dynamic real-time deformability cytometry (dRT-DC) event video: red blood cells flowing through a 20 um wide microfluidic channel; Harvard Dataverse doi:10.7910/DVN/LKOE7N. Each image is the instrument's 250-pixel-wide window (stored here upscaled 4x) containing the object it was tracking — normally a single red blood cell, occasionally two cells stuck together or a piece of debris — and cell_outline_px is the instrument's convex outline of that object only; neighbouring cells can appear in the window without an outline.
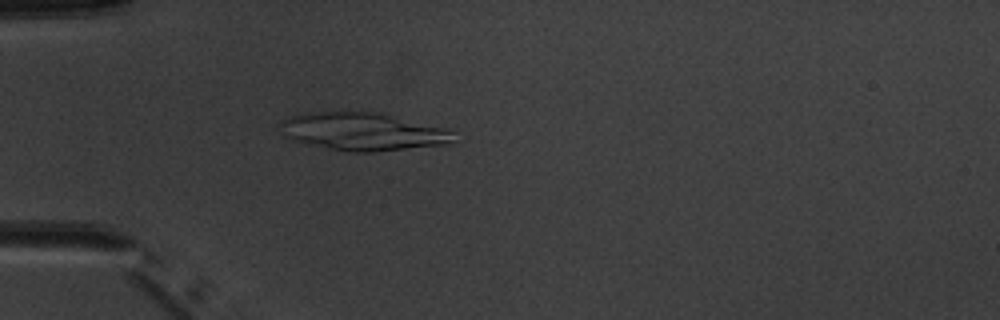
{"species": "common noctule bat (a hibernating species)", "species_latin": "Nyctalus noctula", "temperature_condition": "warm", "stored_images_in_passage": 3, "camera_frame_rate_fps": 3000, "um_per_image_px": 0.085, "animal": {"sex": "male", "body_mass_g": 20.1, "forearm_length_mm": 53.5}, "frame": {"image": 1, "passage_image": 3, "time_ms": 3.333, "image_size_px": [1000, 320], "cell_outline_px": [[456, 140], [448, 144], [372, 152], [348, 152], [292, 140], [284, 136], [276, 124], [292, 116], [308, 112], [380, 112], [444, 128], [452, 132]], "centroid_in_image_um": [30.82, 11.18], "position_along_channel_um": 54.2, "area_um2": 38.15}}